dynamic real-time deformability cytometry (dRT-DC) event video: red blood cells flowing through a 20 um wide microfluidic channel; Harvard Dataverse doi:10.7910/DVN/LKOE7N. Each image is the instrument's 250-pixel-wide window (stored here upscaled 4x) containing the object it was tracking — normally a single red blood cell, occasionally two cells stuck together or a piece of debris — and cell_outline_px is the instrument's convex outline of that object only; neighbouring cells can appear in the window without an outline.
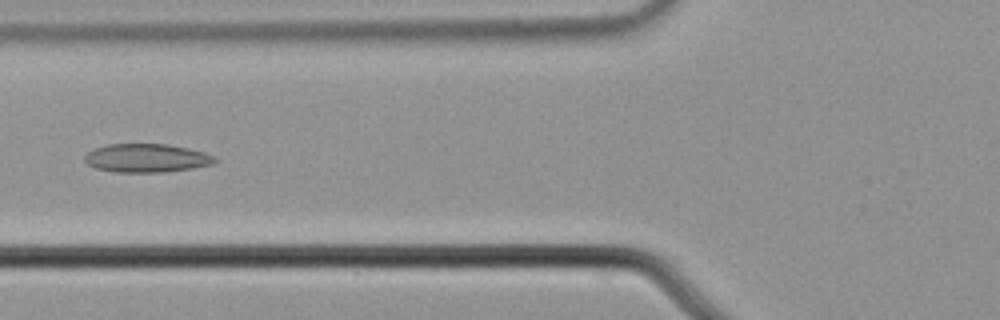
{"species": "common noctule bat (a hibernating species)", "species_latin": "Nyctalus noctula", "temperature_condition": "cold", "stored_images_in_passage": 6, "camera_frame_rate_fps": 3000, "um_per_image_px": 0.085, "animal": {"sex": "male", "body_mass_g": 21.5, "forearm_length_mm": 52.0}, "frame": {"image": 1, "passage_image": 6, "time_ms": 1.667, "image_size_px": [1000, 320], "cell_outline_px": [[220, 160], [216, 164], [192, 168], [164, 172], [112, 172], [96, 168], [88, 164], [84, 160], [84, 156], [92, 148], [108, 144], [168, 144], [188, 148], [204, 152]], "centroid_in_image_um": [12.47, 13.43], "position_along_channel_um": 113.3, "area_um2": 21.85}}